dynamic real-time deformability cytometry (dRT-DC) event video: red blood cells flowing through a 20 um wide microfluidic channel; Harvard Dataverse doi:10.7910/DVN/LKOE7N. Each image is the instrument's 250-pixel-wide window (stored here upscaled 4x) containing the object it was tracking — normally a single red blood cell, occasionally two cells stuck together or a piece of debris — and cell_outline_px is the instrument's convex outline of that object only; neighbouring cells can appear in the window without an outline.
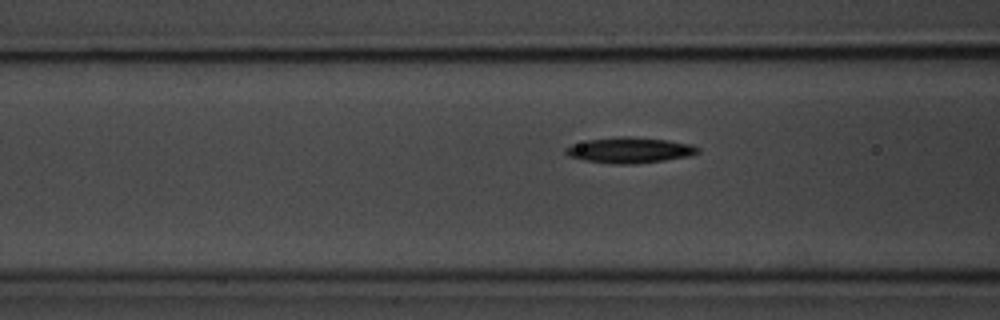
{"species": "common noctule bat (a hibernating species)", "species_latin": "Nyctalus noctula", "temperature_condition": "room temperature", "stored_images_in_passage": 8, "camera_frame_rate_fps": 3000, "um_per_image_px": 0.085, "animal": {"sex": "male", "body_mass_g": 20.1, "forearm_length_mm": 53.5}, "frame": {"image": 1, "passage_image": 6, "time_ms": 1.667, "image_size_px": [1000, 320], "cell_outline_px": [[700, 152], [688, 156], [664, 160], [636, 164], [612, 164], [584, 160], [568, 156], [564, 152], [564, 148], [572, 144], [588, 140], [620, 136], [632, 136], [668, 140], [692, 144], [700, 148]], "centroid_in_image_um": [53.52, 12.76], "position_along_channel_um": 113.1, "area_um2": 19.94}}